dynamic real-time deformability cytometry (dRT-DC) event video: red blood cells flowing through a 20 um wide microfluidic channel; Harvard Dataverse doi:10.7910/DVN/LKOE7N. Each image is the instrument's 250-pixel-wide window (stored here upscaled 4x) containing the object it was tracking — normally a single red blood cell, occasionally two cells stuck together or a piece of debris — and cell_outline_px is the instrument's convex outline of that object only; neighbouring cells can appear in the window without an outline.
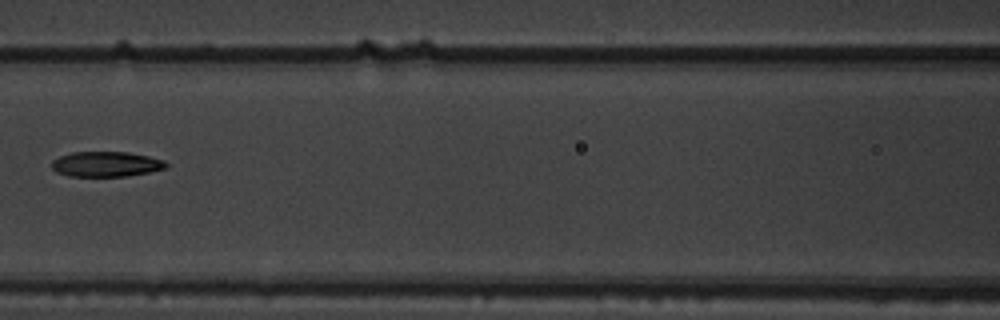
{"species": "common noctule bat (a hibernating species)", "species_latin": "Nyctalus noctula", "temperature_condition": "warm", "stored_images_in_passage": 6, "camera_frame_rate_fps": 3000, "um_per_image_px": 0.085, "animal": {"sex": "male", "body_mass_g": 19.5, "forearm_length_mm": 54.6}, "frame": {"image": 1, "passage_image": 5, "time_ms": 1.333, "image_size_px": [1000, 320], "cell_outline_px": [[168, 168], [128, 176], [68, 176], [56, 172], [52, 168], [52, 160], [60, 156], [72, 152], [128, 152], [148, 156], [164, 160], [168, 164]], "centroid_in_image_um": [9.03, 13.95], "position_along_channel_um": 157.6, "area_um2": 16.82}}
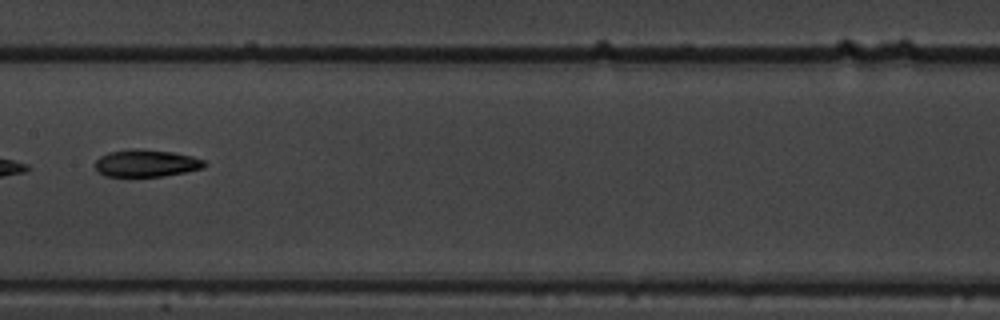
{"frame": {"image": 2, "passage_image": 6, "time_ms": 1.667, "image_size_px": [1000, 320], "cell_outline_px": [[208, 164], [204, 168], [164, 176], [104, 176], [96, 168], [96, 160], [100, 156], [108, 152], [132, 148], [140, 148], [172, 152], [192, 156], [204, 160]], "centroid_in_image_um": [12.45, 13.86], "position_along_channel_um": 195.0, "area_um2": 17.4}}